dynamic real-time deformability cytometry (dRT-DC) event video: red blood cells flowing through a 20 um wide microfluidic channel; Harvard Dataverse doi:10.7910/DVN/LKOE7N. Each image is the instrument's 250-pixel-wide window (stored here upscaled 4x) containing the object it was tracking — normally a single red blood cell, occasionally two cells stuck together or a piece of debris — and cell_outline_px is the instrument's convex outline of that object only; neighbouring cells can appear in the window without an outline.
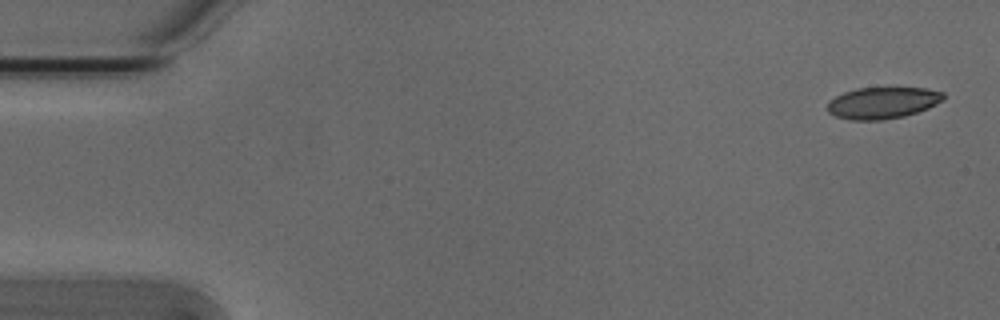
{"species": "Egyptian fruit bat (a non-hibernating species)", "species_latin": "Rousettus aegyptiacus", "temperature_condition": "cold", "stored_images_in_passage": 5, "camera_frame_rate_fps": 3000, "um_per_image_px": 0.085, "animal": {"sex": "male"}, "frame": {"image": 1, "passage_image": 1, "time_ms": 0.0, "image_size_px": [1000, 320], "cell_outline_px": [[944, 96], [936, 104], [928, 108], [904, 116], [880, 120], [852, 120], [836, 116], [828, 112], [828, 100], [844, 92], [856, 88], [924, 88], [944, 92]], "centroid_in_image_um": [74.99, 8.74], "position_along_channel_um": 10.0, "area_um2": 21.15}}
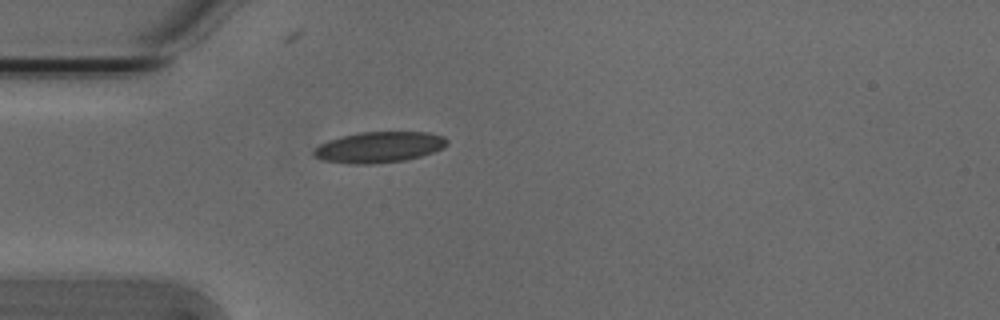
{"frame": {"image": 2, "passage_image": 4, "time_ms": 1.0, "image_size_px": [1000, 320], "cell_outline_px": [[448, 144], [444, 148], [420, 156], [404, 160], [372, 164], [348, 164], [324, 160], [312, 156], [312, 152], [320, 144], [328, 140], [340, 136], [360, 132], [428, 132], [444, 136], [448, 140]], "centroid_in_image_um": [32.21, 12.5], "position_along_channel_um": 52.8, "area_um2": 24.1}}